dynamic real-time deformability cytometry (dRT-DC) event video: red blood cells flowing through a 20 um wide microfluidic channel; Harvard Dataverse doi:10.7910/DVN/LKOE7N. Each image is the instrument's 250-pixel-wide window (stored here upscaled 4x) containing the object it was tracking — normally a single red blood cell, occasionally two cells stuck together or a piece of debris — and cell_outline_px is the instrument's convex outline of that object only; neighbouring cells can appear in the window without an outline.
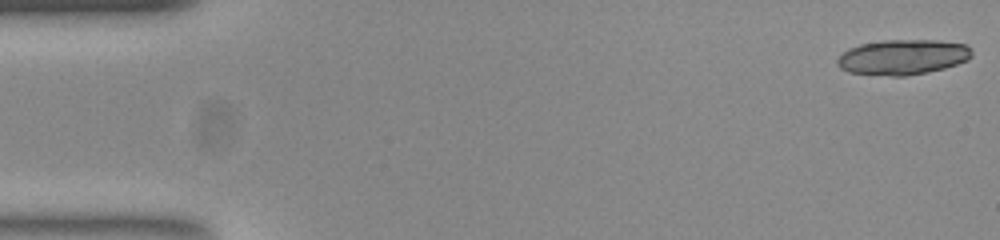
{"species": "common noctule bat (a hibernating species)", "species_latin": "Nyctalus noctula", "temperature_condition": "room temperature", "stored_images_in_passage": 17, "camera_frame_rate_fps": 3000, "um_per_image_px": 0.085, "animal": {"sex": "female", "body_mass_g": 23.0, "forearm_length_mm": 53.4}, "frame": {"image": 1, "passage_image": 1, "time_ms": 0.0, "image_size_px": [1000, 240], "cell_outline_px": [[972, 56], [968, 60], [944, 68], [928, 72], [904, 76], [892, 76], [848, 72], [840, 68], [836, 64], [836, 60], [848, 48], [860, 44], [884, 40], [936, 40], [968, 44], [972, 52]], "centroid_in_image_um": [76.74, 4.85], "position_along_channel_um": 8.3, "area_um2": 27.69}}
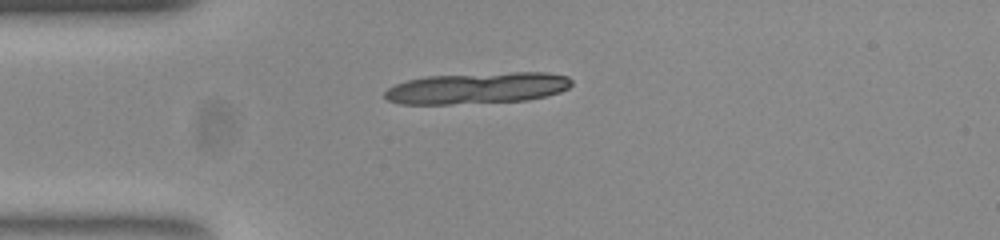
{"frame": {"image": 2, "passage_image": 13, "time_ms": 4.0, "image_size_px": [1000, 240], "cell_outline_px": [[572, 84], [568, 88], [560, 92], [548, 96], [528, 100], [452, 104], [400, 104], [388, 100], [384, 96], [384, 92], [388, 88], [396, 84], [408, 80], [428, 76], [512, 72], [548, 72], [568, 76], [572, 80]], "centroid_in_image_um": [40.61, 7.49], "position_along_channel_um": 44.4, "area_um2": 34.22}}